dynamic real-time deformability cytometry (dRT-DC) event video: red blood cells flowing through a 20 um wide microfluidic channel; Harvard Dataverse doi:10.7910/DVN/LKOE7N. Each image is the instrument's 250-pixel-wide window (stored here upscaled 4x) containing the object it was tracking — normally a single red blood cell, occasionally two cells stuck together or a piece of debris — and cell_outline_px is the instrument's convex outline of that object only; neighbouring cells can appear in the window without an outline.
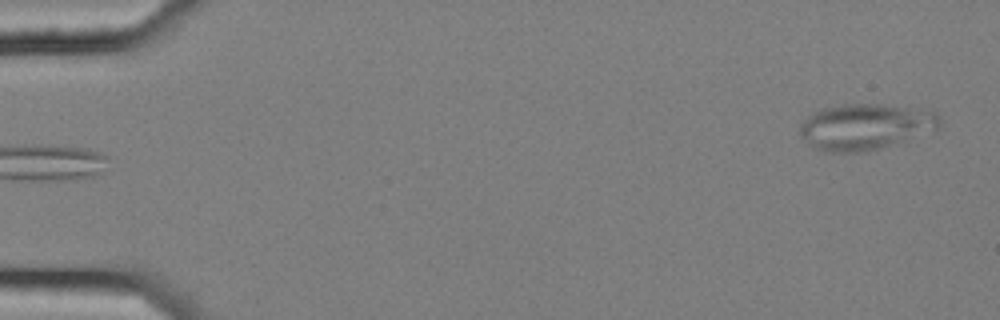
{"species": "common noctule bat (a hibernating species)", "species_latin": "Nyctalus noctula", "temperature_condition": "cold", "stored_images_in_passage": 5, "segment_of_instrument_passage": [2, 2], "camera_frame_rate_fps": 3000, "um_per_image_px": 0.085, "animal": {"sex": "female", "body_mass_g": 25.1}, "frame": {"image": 1, "passage_image": 5, "time_ms": 1.333, "image_size_px": [1000, 320], "cell_outline_px": [[940, 128], [936, 132], [880, 148], [864, 152], [828, 152], [812, 148], [800, 132], [800, 124], [812, 112], [824, 108], [844, 104], [884, 104], [932, 108], [940, 116]], "centroid_in_image_um": [73.68, 10.75], "position_along_channel_um": 11.3, "area_um2": 38.38}}